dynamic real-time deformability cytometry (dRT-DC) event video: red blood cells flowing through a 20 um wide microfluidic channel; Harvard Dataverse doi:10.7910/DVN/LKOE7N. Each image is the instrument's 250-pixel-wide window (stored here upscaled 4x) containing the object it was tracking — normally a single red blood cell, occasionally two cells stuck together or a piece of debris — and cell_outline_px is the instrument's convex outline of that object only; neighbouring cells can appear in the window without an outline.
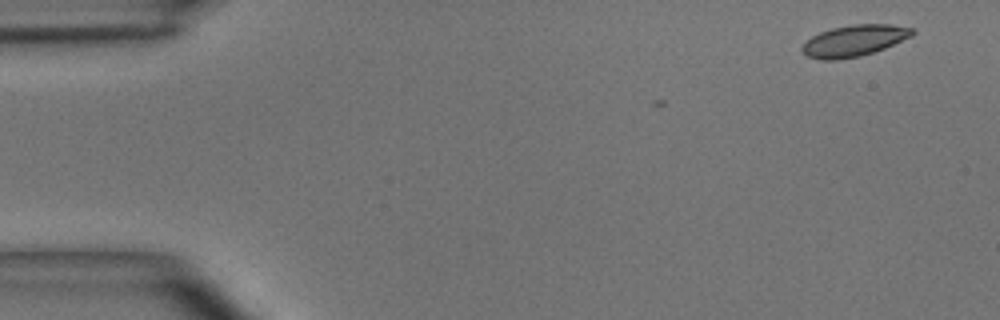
{"species": "common noctule bat (a hibernating species)", "species_latin": "Nyctalus noctula", "temperature_condition": "room temperature", "stored_images_in_passage": 7, "camera_frame_rate_fps": 3000, "um_per_image_px": 0.085, "animal": {"sex": "male", "body_mass_g": 15.6}, "frame": {"image": 1, "passage_image": 1, "time_ms": 0.0, "image_size_px": [1000, 320], "cell_outline_px": [[916, 32], [912, 36], [884, 48], [860, 56], [836, 60], [820, 60], [808, 56], [800, 48], [812, 36], [820, 32], [832, 28], [852, 24], [888, 24], [912, 28]], "centroid_in_image_um": [72.6, 3.45], "position_along_channel_um": 12.4, "area_um2": 19.94}}